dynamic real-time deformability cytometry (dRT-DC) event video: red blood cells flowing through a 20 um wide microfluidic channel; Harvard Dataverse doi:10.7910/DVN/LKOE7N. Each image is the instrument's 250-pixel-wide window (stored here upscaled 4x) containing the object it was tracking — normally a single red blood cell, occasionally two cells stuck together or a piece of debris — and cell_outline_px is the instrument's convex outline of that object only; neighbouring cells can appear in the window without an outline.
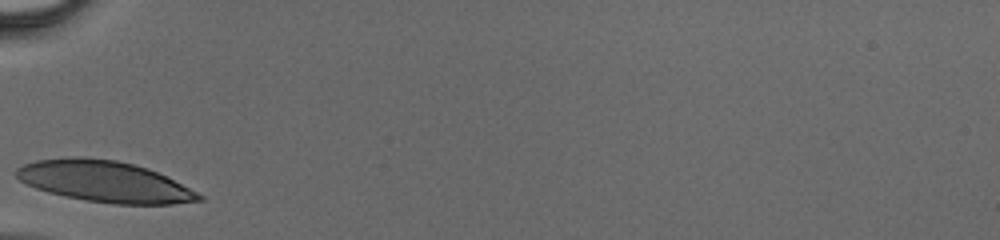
{"species": "human", "species_latin": "Homo sapiens", "temperature_condition": "cold", "stored_images_in_passage": 22, "camera_frame_rate_fps": 3000, "um_per_image_px": 0.085, "donor": {"sex": "male"}, "frame": {"image": 1, "passage_image": 1, "time_ms": 0.0, "image_size_px": [1000, 240], "cell_outline_px": [[204, 200], [172, 204], [112, 204], [84, 200], [64, 196], [48, 192], [36, 188], [20, 180], [16, 176], [16, 168], [24, 164], [36, 160], [72, 156], [80, 156], [116, 160], [148, 168], [204, 196]], "centroid_in_image_um": [8.85, 15.42], "position_along_channel_um": 76.2, "area_um2": 43.52}}
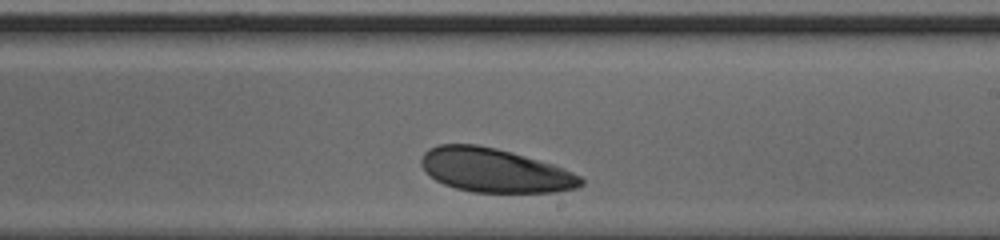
{"frame": {"image": 2, "passage_image": 13, "time_ms": 4.0, "image_size_px": [1000, 240], "cell_outline_px": [[584, 184], [576, 188], [556, 192], [472, 192], [456, 188], [444, 184], [436, 180], [420, 164], [420, 160], [424, 152], [428, 148], [440, 144], [476, 144], [496, 148], [512, 152], [552, 164], [564, 168], [580, 176], [584, 180]], "centroid_in_image_um": [42.06, 14.47], "position_along_channel_um": 246.9, "area_um2": 40.75}}
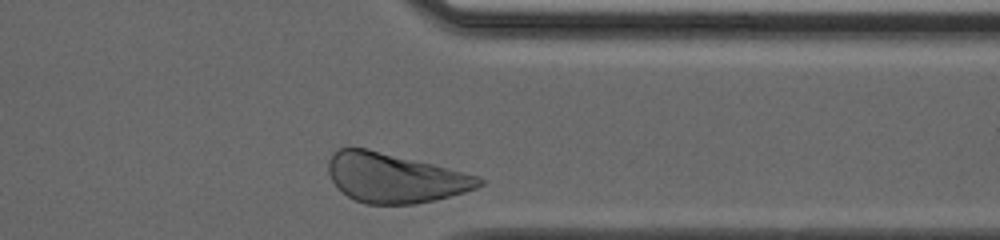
{"frame": {"image": 3, "passage_image": 22, "time_ms": 7.0, "image_size_px": [1000, 240], "cell_outline_px": [[484, 184], [476, 188], [464, 192], [436, 200], [416, 204], [364, 204], [348, 196], [332, 180], [328, 172], [328, 160], [332, 152], [340, 148], [364, 148], [432, 164], [480, 176], [484, 180]], "centroid_in_image_um": [33.57, 15.13], "position_along_channel_um": 377.8, "area_um2": 43.06}}